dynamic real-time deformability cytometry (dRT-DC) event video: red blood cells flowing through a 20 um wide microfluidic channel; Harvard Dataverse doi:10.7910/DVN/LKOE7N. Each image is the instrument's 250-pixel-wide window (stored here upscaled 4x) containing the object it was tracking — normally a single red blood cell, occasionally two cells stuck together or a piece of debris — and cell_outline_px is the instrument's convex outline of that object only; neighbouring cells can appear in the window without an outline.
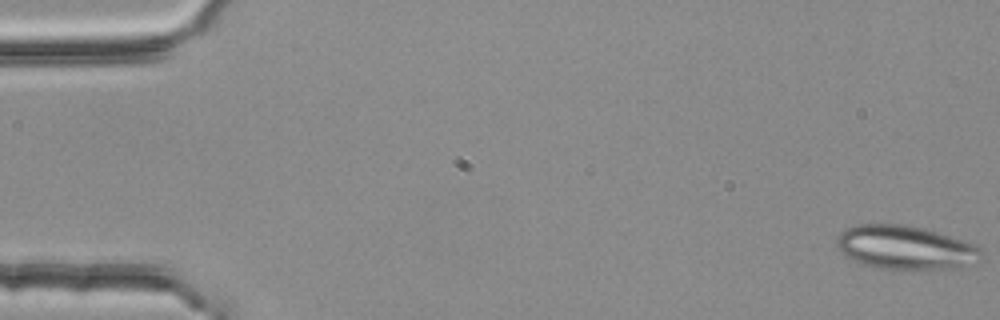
{"species": "common noctule bat (a hibernating species)", "species_latin": "Nyctalus noctula", "temperature_condition": "room temperature", "stored_images_in_passage": 4, "camera_frame_rate_fps": 3000, "um_per_image_px": 0.085, "animal": {"sex": "female", "body_mass_g": 25.1}, "frame": {"image": 1, "passage_image": 1, "time_ms": 0.0, "image_size_px": [1000, 320], "cell_outline_px": [[984, 248], [980, 260], [952, 268], [880, 268], [864, 264], [840, 252], [836, 248], [836, 236], [840, 232], [856, 224], [900, 224], [924, 228], [964, 240], [976, 244]], "centroid_in_image_um": [76.95, 21.01], "position_along_channel_um": 8.0, "area_um2": 36.53}}